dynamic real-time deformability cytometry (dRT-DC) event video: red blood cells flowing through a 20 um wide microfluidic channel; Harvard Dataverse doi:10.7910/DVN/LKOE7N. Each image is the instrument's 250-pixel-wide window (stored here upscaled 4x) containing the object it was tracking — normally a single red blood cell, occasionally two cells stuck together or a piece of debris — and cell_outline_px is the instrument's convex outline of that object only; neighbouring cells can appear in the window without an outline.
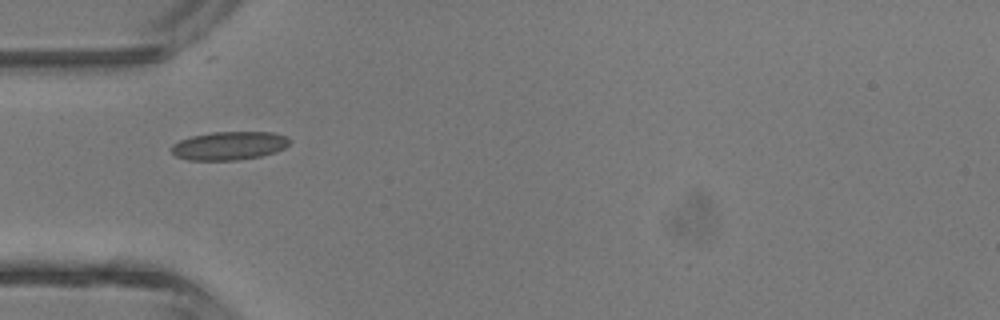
{"species": "common noctule bat (a hibernating species)", "species_latin": "Nyctalus noctula", "temperature_condition": "room temperature", "stored_images_in_passage": 1, "camera_frame_rate_fps": 3000, "um_per_image_px": 0.085, "animal": {"sex": "male", "body_mass_g": 13.3}, "frame": {"image": 1, "passage_image": 1, "time_ms": 0.0, "image_size_px": [1000, 320], "cell_outline_px": [[292, 140], [284, 148], [276, 152], [260, 156], [236, 160], [188, 160], [176, 156], [168, 148], [172, 144], [180, 140], [192, 136], [212, 132], [276, 132], [288, 136]], "centroid_in_image_um": [19.49, 12.38], "position_along_channel_um": 65.5, "area_um2": 19.77}}